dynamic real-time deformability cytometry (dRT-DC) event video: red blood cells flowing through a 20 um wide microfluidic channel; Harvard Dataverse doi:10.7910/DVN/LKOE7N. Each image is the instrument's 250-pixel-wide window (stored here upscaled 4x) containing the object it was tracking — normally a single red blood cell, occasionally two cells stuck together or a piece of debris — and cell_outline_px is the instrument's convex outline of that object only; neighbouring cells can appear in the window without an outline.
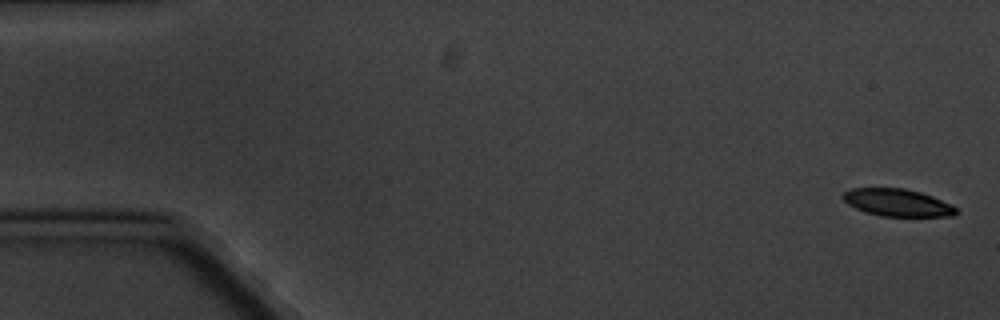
{"species": "common noctule bat (a hibernating species)", "species_latin": "Nyctalus noctula", "temperature_condition": "cold", "stored_images_in_passage": 6, "camera_frame_rate_fps": 3000, "um_per_image_px": 0.085, "animal": {"sex": "male", "body_mass_g": 20.1, "forearm_length_mm": 53.5}, "frame": {"image": 1, "passage_image": 1, "time_ms": 0.0, "image_size_px": [1000, 320], "cell_outline_px": [[960, 212], [956, 216], [880, 216], [856, 208], [848, 204], [840, 196], [844, 192], [852, 188], [904, 188], [920, 192], [932, 196], [952, 204]], "centroid_in_image_um": [76.32, 17.22], "position_along_channel_um": 8.7, "area_um2": 18.09}}
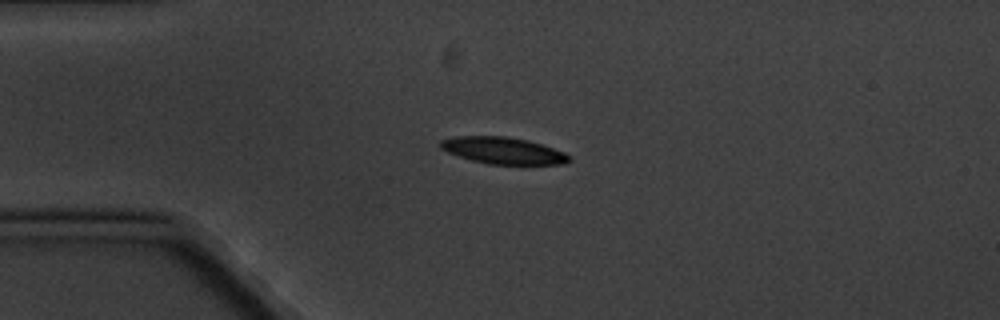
{"frame": {"image": 2, "passage_image": 4, "time_ms": 4.333, "image_size_px": [1000, 320], "cell_outline_px": [[572, 160], [564, 164], [488, 164], [472, 160], [448, 152], [440, 148], [440, 140], [456, 136], [508, 136], [528, 140], [564, 152], [572, 156]], "centroid_in_image_um": [42.79, 12.79], "position_along_channel_um": 42.2, "area_um2": 20.0}}